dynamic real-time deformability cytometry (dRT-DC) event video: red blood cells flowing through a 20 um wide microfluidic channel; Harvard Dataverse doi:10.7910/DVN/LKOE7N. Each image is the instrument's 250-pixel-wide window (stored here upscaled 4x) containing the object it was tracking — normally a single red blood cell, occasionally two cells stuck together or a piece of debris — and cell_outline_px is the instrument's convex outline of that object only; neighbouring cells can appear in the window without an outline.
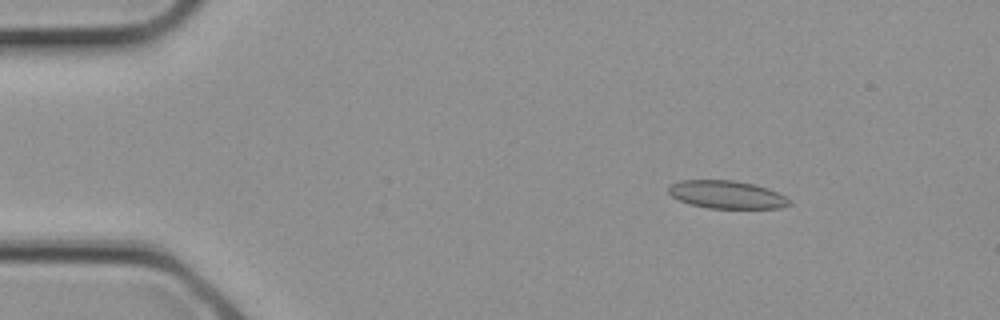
{"species": "common noctule bat (a hibernating species)", "species_latin": "Nyctalus noctula", "temperature_condition": "cold", "stored_images_in_passage": 2, "camera_frame_rate_fps": 3000, "um_per_image_px": 0.085, "animal": {"sex": "female", "body_mass_g": 21.9}, "frame": {"image": 1, "passage_image": 1, "time_ms": 0.0, "image_size_px": [1000, 320], "cell_outline_px": [[792, 204], [780, 208], [708, 208], [692, 204], [680, 200], [672, 196], [668, 192], [668, 184], [680, 180], [732, 180], [756, 184], [768, 188], [792, 200]], "centroid_in_image_um": [61.78, 16.53], "position_along_channel_um": 23.2, "area_um2": 19.71}}